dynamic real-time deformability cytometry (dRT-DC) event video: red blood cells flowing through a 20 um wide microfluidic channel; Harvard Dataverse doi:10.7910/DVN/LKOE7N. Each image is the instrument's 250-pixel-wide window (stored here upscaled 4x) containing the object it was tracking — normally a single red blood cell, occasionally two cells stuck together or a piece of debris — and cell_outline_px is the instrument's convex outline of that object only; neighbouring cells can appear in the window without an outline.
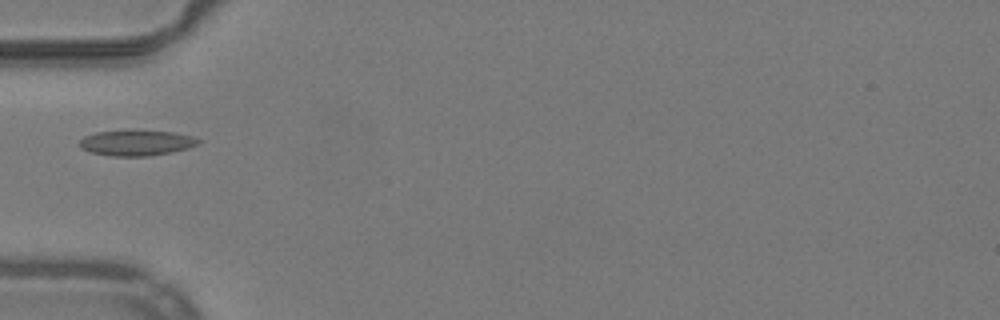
{"species": "common noctule bat (a hibernating species)", "species_latin": "Nyctalus noctula", "temperature_condition": "warm", "stored_images_in_passage": 29, "camera_frame_rate_fps": 3000, "um_per_image_px": 0.085, "animal": {"sex": "male", "body_mass_g": 19.2, "forearm_length_mm": 51.8}, "frame": {"image": 1, "passage_image": 1, "time_ms": 0.0, "image_size_px": [1000, 320], "cell_outline_px": [[204, 140], [200, 144], [188, 148], [172, 152], [148, 156], [112, 156], [92, 152], [80, 148], [80, 140], [84, 136], [96, 132], [128, 128], [132, 128], [172, 132], [192, 136]], "centroid_in_image_um": [11.63, 12.1], "position_along_channel_um": 73.4, "area_um2": 18.38}}
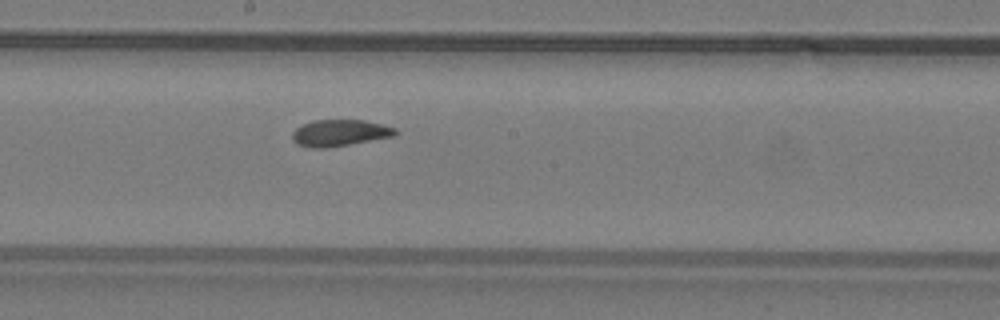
{"frame": {"image": 2, "passage_image": 12, "time_ms": 3.667, "image_size_px": [1000, 320], "cell_outline_px": [[400, 132], [396, 136], [324, 148], [312, 148], [296, 144], [292, 140], [292, 132], [296, 128], [312, 120], [364, 120], [396, 128]], "centroid_in_image_um": [28.88, 11.29], "position_along_channel_um": 219.3, "area_um2": 15.95}}
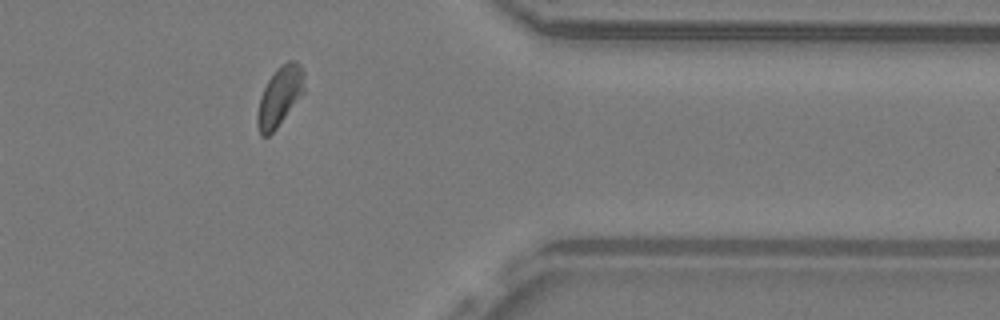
{"frame": {"image": 3, "passage_image": 26, "time_ms": 8.333, "image_size_px": [1000, 320], "cell_outline_px": [[304, 92], [276, 128], [268, 136], [260, 136], [256, 124], [256, 116], [260, 96], [268, 80], [276, 68], [288, 60], [296, 60], [300, 64], [304, 72]], "centroid_in_image_um": [23.76, 8.17], "position_along_channel_um": 387.6, "area_um2": 16.3}}